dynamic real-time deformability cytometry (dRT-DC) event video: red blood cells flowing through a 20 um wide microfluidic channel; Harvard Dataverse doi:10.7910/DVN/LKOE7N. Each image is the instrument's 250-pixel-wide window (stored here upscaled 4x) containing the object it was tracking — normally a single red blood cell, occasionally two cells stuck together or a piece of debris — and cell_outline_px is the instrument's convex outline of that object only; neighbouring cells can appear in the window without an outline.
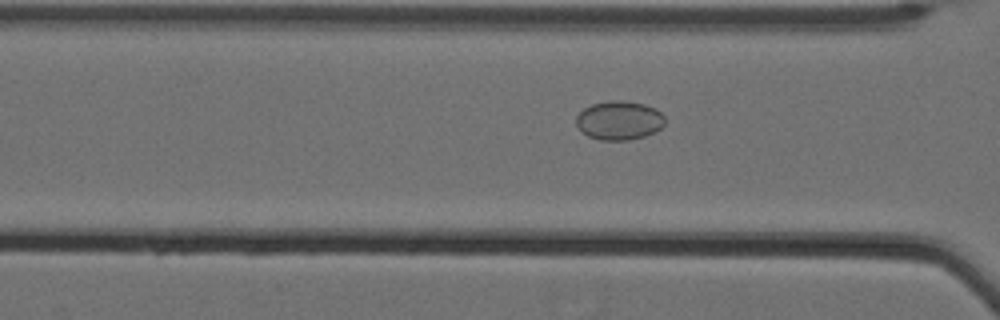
{"species": "Egyptian fruit bat (a non-hibernating species)", "species_latin": "Rousettus aegyptiacus", "temperature_condition": "cold", "stored_images_in_passage": 34, "camera_frame_rate_fps": 3000, "um_per_image_px": 0.085, "animal": {"sex": "female"}, "frame": {"image": 1, "passage_image": 19, "time_ms": 6.0, "image_size_px": [1000, 320], "cell_outline_px": [[664, 124], [660, 128], [644, 136], [628, 140], [600, 140], [588, 136], [576, 124], [576, 116], [584, 108], [592, 104], [608, 100], [624, 100], [644, 104], [656, 108], [664, 116]], "centroid_in_image_um": [52.62, 10.22], "position_along_channel_um": 114.0, "area_um2": 20.06}}
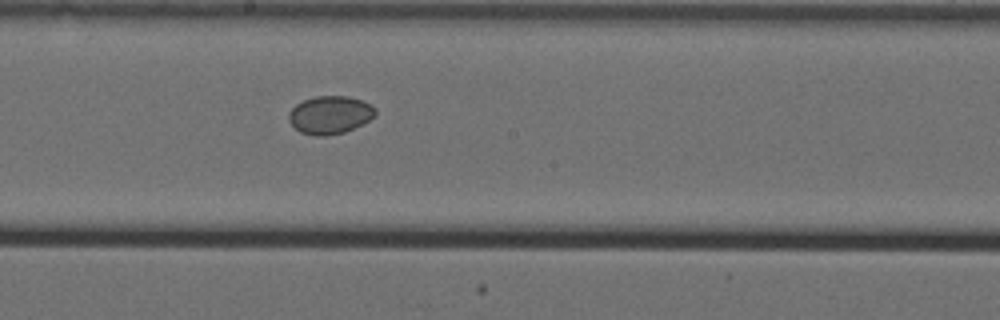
{"frame": {"image": 2, "passage_image": 28, "time_ms": 9.0, "image_size_px": [1000, 320], "cell_outline_px": [[376, 112], [368, 120], [344, 132], [324, 136], [316, 136], [300, 132], [288, 120], [288, 112], [296, 104], [304, 100], [316, 96], [348, 96], [360, 100], [376, 108]], "centroid_in_image_um": [28.0, 9.76], "position_along_channel_um": 220.2, "area_um2": 18.84}}
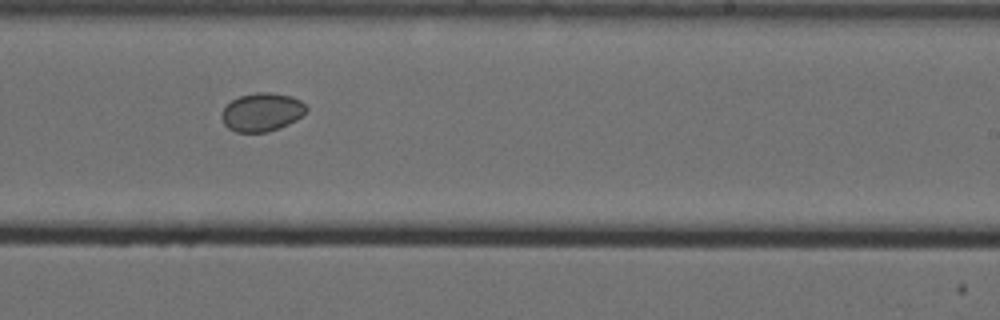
{"frame": {"image": 3, "passage_image": 32, "time_ms": 10.333, "image_size_px": [1000, 320], "cell_outline_px": [[308, 112], [296, 120], [280, 128], [268, 132], [236, 132], [228, 128], [224, 124], [220, 116], [220, 112], [232, 100], [240, 96], [256, 92], [268, 92], [292, 96], [300, 100], [308, 108]], "centroid_in_image_um": [22.27, 9.53], "position_along_channel_um": 266.7, "area_um2": 19.13}}